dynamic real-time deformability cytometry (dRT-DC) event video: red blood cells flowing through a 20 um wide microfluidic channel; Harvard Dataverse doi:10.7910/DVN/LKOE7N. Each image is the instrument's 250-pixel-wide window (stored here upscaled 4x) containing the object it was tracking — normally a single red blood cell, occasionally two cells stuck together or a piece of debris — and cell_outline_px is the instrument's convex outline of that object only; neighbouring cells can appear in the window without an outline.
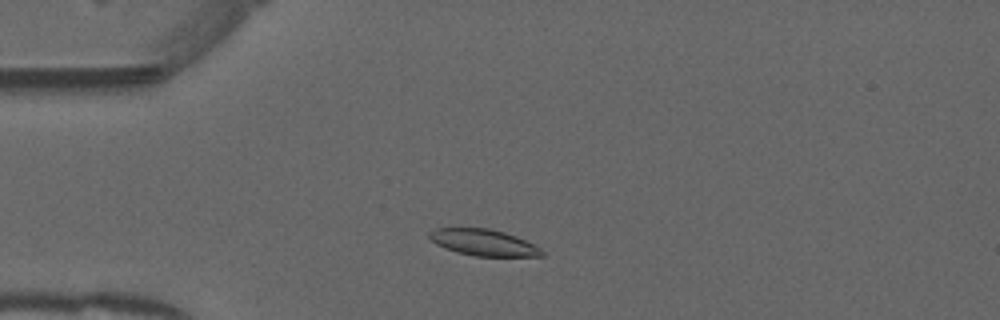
{"species": "common noctule bat (a hibernating species)", "species_latin": "Nyctalus noctula", "temperature_condition": "warm", "stored_images_in_passage": 47, "camera_frame_rate_fps": 3000, "um_per_image_px": 0.085, "animal": {"sex": "male", "forearm_length_mm": 52.5}, "frame": {"image": 1, "passage_image": 8, "time_ms": 2.333, "image_size_px": [1000, 320], "cell_outline_px": [[544, 256], [476, 256], [456, 252], [444, 248], [436, 244], [428, 236], [428, 232], [436, 228], [488, 228], [504, 232], [516, 236], [540, 248], [544, 252]], "centroid_in_image_um": [41.07, 20.61], "position_along_channel_um": 43.9, "area_um2": 17.22}}
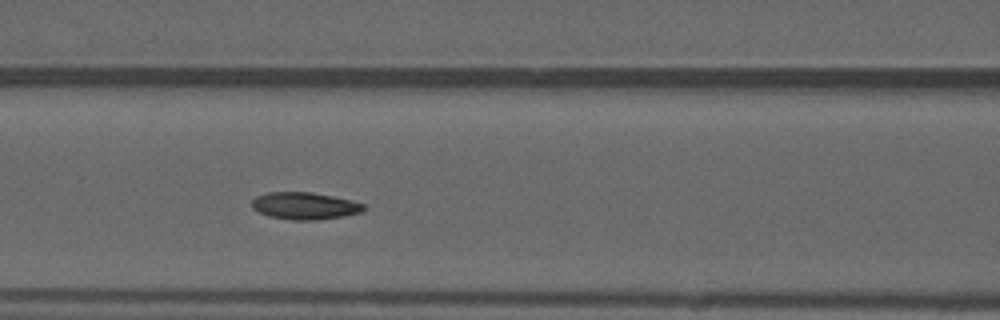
{"frame": {"image": 2, "passage_image": 17, "time_ms": 5.333, "image_size_px": [1000, 320], "cell_outline_px": [[368, 208], [360, 212], [344, 216], [316, 220], [292, 220], [268, 216], [252, 208], [252, 200], [256, 196], [268, 192], [312, 192], [332, 196], [364, 204]], "centroid_in_image_um": [25.89, 17.5], "position_along_channel_um": 140.7, "area_um2": 17.63}}
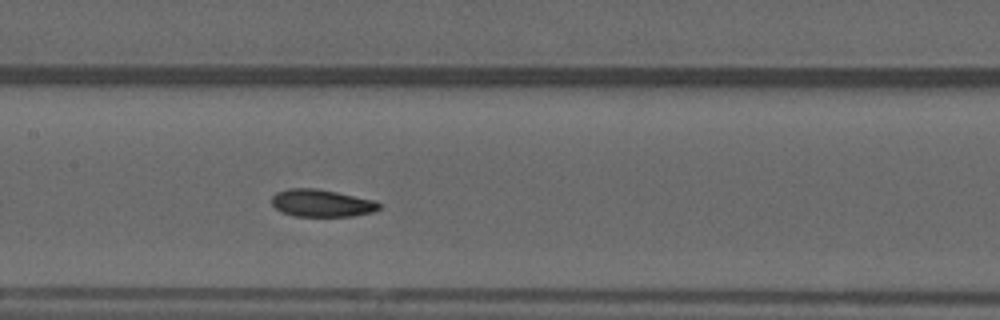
{"frame": {"image": 3, "passage_image": 20, "time_ms": 6.333, "image_size_px": [1000, 320], "cell_outline_px": [[380, 208], [372, 212], [352, 216], [292, 216], [280, 212], [272, 204], [272, 196], [276, 192], [288, 188], [316, 188], [376, 200], [380, 204]], "centroid_in_image_um": [27.31, 17.26], "position_along_channel_um": 180.1, "area_um2": 17.22}, "authors_computed_cell_mechanics": {"area_um2": 17.5134, "velocity_mm_per_s": 3.9429, "shape_relaxation_time_tau1_ms": 11.1784, "shape_relaxation_time_tau2_ms": 2.561, "deformation_change_tau1": 0.2163, "deformation_change_tau2": 0.0801}}